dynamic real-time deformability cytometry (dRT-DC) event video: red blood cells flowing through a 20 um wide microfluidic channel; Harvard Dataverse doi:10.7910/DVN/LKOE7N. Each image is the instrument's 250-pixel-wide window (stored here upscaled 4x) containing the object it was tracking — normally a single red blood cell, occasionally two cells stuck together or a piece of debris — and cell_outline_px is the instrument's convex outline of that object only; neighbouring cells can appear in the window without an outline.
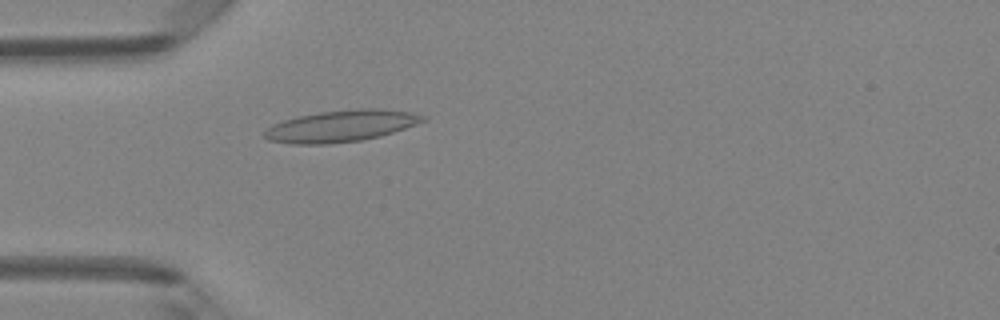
{"species": "Egyptian fruit bat (a non-hibernating species)", "species_latin": "Rousettus aegyptiacus", "temperature_condition": "room temperature", "stored_images_in_passage": 48, "camera_frame_rate_fps": 3000, "um_per_image_px": 0.085, "animal": {"sex": "female"}, "frame": {"image": 1, "passage_image": 14, "time_ms": 4.333, "image_size_px": [1000, 320], "cell_outline_px": [[428, 120], [380, 136], [360, 140], [324, 144], [292, 144], [268, 140], [264, 136], [264, 132], [272, 124], [284, 120], [300, 116], [320, 112], [356, 108], [380, 108], [412, 112], [428, 116]], "centroid_in_image_um": [29.03, 10.7], "position_along_channel_um": 56.0, "area_um2": 29.13}}
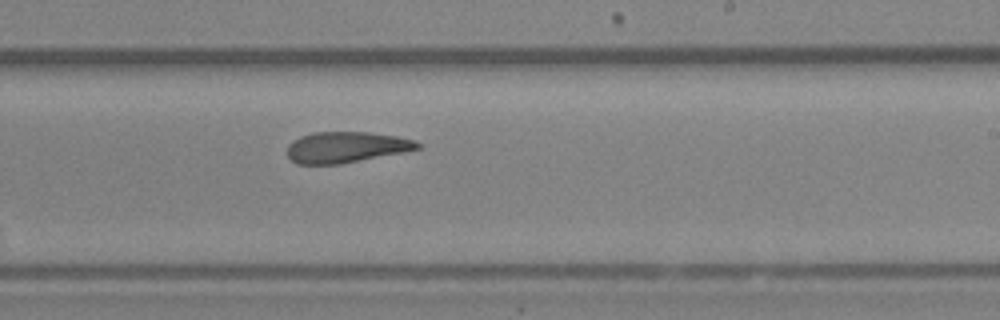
{"frame": {"image": 2, "passage_image": 29, "time_ms": 9.333, "image_size_px": [1000, 320], "cell_outline_px": [[420, 148], [404, 152], [340, 164], [296, 164], [288, 156], [288, 144], [292, 140], [300, 136], [312, 132], [368, 132], [396, 136], [416, 140], [420, 144]], "centroid_in_image_um": [29.4, 12.51], "position_along_channel_um": 259.6, "area_um2": 23.52}}
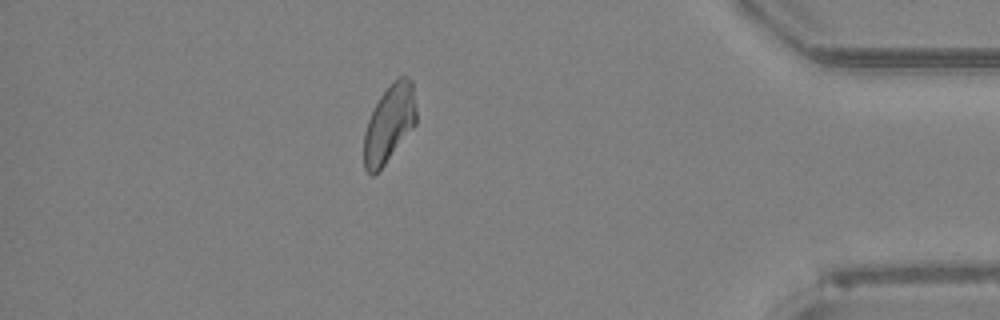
{"frame": {"image": 3, "passage_image": 42, "time_ms": 13.667, "image_size_px": [1000, 320], "cell_outline_px": [[416, 124], [384, 164], [372, 176], [364, 168], [364, 132], [368, 120], [380, 96], [400, 76], [408, 76], [412, 80], [416, 108]], "centroid_in_image_um": [33.09, 10.5], "position_along_channel_um": 402.1, "area_um2": 23.18}, "authors_computed_cell_mechanics": {"area_um2": 24.9118, "velocity_mm_per_s": 4.2096, "shape_relaxation_time_tau1_ms": null, "shape_relaxation_time_tau2_ms": 2.6173, "deformation_change_tau1": null, "deformation_change_tau2": 0.0988}}